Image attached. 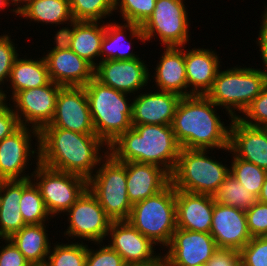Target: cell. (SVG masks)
Returning <instances> with one entry per match:
<instances>
[{"mask_svg":"<svg viewBox=\"0 0 267 266\" xmlns=\"http://www.w3.org/2000/svg\"><path fill=\"white\" fill-rule=\"evenodd\" d=\"M39 150L41 164L88 180L108 155L109 146L96 134L44 127L39 132Z\"/></svg>","mask_w":267,"mask_h":266,"instance_id":"cell-1","label":"cell"},{"mask_svg":"<svg viewBox=\"0 0 267 266\" xmlns=\"http://www.w3.org/2000/svg\"><path fill=\"white\" fill-rule=\"evenodd\" d=\"M216 108L206 95L182 97L171 124L181 148L228 151L230 126L221 122Z\"/></svg>","mask_w":267,"mask_h":266,"instance_id":"cell-2","label":"cell"},{"mask_svg":"<svg viewBox=\"0 0 267 266\" xmlns=\"http://www.w3.org/2000/svg\"><path fill=\"white\" fill-rule=\"evenodd\" d=\"M180 145L171 125H134L109 145V153L119 162H139L173 173Z\"/></svg>","mask_w":267,"mask_h":266,"instance_id":"cell-3","label":"cell"},{"mask_svg":"<svg viewBox=\"0 0 267 266\" xmlns=\"http://www.w3.org/2000/svg\"><path fill=\"white\" fill-rule=\"evenodd\" d=\"M84 88L95 133L109 146L132 128V102H129L133 98L128 97L130 94L102 84L95 77Z\"/></svg>","mask_w":267,"mask_h":266,"instance_id":"cell-4","label":"cell"},{"mask_svg":"<svg viewBox=\"0 0 267 266\" xmlns=\"http://www.w3.org/2000/svg\"><path fill=\"white\" fill-rule=\"evenodd\" d=\"M266 84L261 68L234 66L218 71L206 96L220 109L223 107L232 120L239 117L236 111L241 114L246 110Z\"/></svg>","mask_w":267,"mask_h":266,"instance_id":"cell-5","label":"cell"},{"mask_svg":"<svg viewBox=\"0 0 267 266\" xmlns=\"http://www.w3.org/2000/svg\"><path fill=\"white\" fill-rule=\"evenodd\" d=\"M163 250L177 229L176 189L170 182L163 190L133 204L127 220Z\"/></svg>","mask_w":267,"mask_h":266,"instance_id":"cell-6","label":"cell"},{"mask_svg":"<svg viewBox=\"0 0 267 266\" xmlns=\"http://www.w3.org/2000/svg\"><path fill=\"white\" fill-rule=\"evenodd\" d=\"M210 151L180 149L176 167L171 174V183L176 190L214 195L230 174V166L208 156Z\"/></svg>","mask_w":267,"mask_h":266,"instance_id":"cell-7","label":"cell"},{"mask_svg":"<svg viewBox=\"0 0 267 266\" xmlns=\"http://www.w3.org/2000/svg\"><path fill=\"white\" fill-rule=\"evenodd\" d=\"M87 188L112 221L128 220L133 205L128 199L126 162L108 153L87 180Z\"/></svg>","mask_w":267,"mask_h":266,"instance_id":"cell-8","label":"cell"},{"mask_svg":"<svg viewBox=\"0 0 267 266\" xmlns=\"http://www.w3.org/2000/svg\"><path fill=\"white\" fill-rule=\"evenodd\" d=\"M35 168L30 174L31 180L39 188L52 218L65 214L87 189V180L81 176L49 168L40 162Z\"/></svg>","mask_w":267,"mask_h":266,"instance_id":"cell-9","label":"cell"},{"mask_svg":"<svg viewBox=\"0 0 267 266\" xmlns=\"http://www.w3.org/2000/svg\"><path fill=\"white\" fill-rule=\"evenodd\" d=\"M184 3L185 0H156L152 15L141 26L145 41L154 37L165 47L185 46L191 40L188 33L191 24Z\"/></svg>","mask_w":267,"mask_h":266,"instance_id":"cell-10","label":"cell"},{"mask_svg":"<svg viewBox=\"0 0 267 266\" xmlns=\"http://www.w3.org/2000/svg\"><path fill=\"white\" fill-rule=\"evenodd\" d=\"M65 214L69 224L63 234L67 239L79 238L82 242L84 239L104 243L112 220L88 188Z\"/></svg>","mask_w":267,"mask_h":266,"instance_id":"cell-11","label":"cell"},{"mask_svg":"<svg viewBox=\"0 0 267 266\" xmlns=\"http://www.w3.org/2000/svg\"><path fill=\"white\" fill-rule=\"evenodd\" d=\"M63 86L51 81L49 84L22 90L11 99L12 110L17 115L21 126L34 128L39 132L53 119L56 99Z\"/></svg>","mask_w":267,"mask_h":266,"instance_id":"cell-12","label":"cell"},{"mask_svg":"<svg viewBox=\"0 0 267 266\" xmlns=\"http://www.w3.org/2000/svg\"><path fill=\"white\" fill-rule=\"evenodd\" d=\"M32 137H36L35 141L37 142L35 146L37 144V148L35 149L32 147ZM39 151V131L34 128L21 126L12 135L0 141V173L8 181L31 178L28 172L27 174L25 173V170L32 165L31 158H35L36 164L39 163ZM30 161L31 164L29 165Z\"/></svg>","mask_w":267,"mask_h":266,"instance_id":"cell-13","label":"cell"},{"mask_svg":"<svg viewBox=\"0 0 267 266\" xmlns=\"http://www.w3.org/2000/svg\"><path fill=\"white\" fill-rule=\"evenodd\" d=\"M107 245L118 252L127 266L162 265V254L156 255L155 243L127 221H112Z\"/></svg>","mask_w":267,"mask_h":266,"instance_id":"cell-14","label":"cell"},{"mask_svg":"<svg viewBox=\"0 0 267 266\" xmlns=\"http://www.w3.org/2000/svg\"><path fill=\"white\" fill-rule=\"evenodd\" d=\"M164 249L163 266H201L218 248L210 233L177 228Z\"/></svg>","mask_w":267,"mask_h":266,"instance_id":"cell-15","label":"cell"},{"mask_svg":"<svg viewBox=\"0 0 267 266\" xmlns=\"http://www.w3.org/2000/svg\"><path fill=\"white\" fill-rule=\"evenodd\" d=\"M45 127H58L82 134H96L85 88L62 87L57 95L53 119Z\"/></svg>","mask_w":267,"mask_h":266,"instance_id":"cell-16","label":"cell"},{"mask_svg":"<svg viewBox=\"0 0 267 266\" xmlns=\"http://www.w3.org/2000/svg\"><path fill=\"white\" fill-rule=\"evenodd\" d=\"M145 62L141 58L101 61L95 67L94 77L115 90L135 95L151 82V73Z\"/></svg>","mask_w":267,"mask_h":266,"instance_id":"cell-17","label":"cell"},{"mask_svg":"<svg viewBox=\"0 0 267 266\" xmlns=\"http://www.w3.org/2000/svg\"><path fill=\"white\" fill-rule=\"evenodd\" d=\"M211 236L217 248L240 251L250 240L244 210L215 202L212 215Z\"/></svg>","mask_w":267,"mask_h":266,"instance_id":"cell-18","label":"cell"},{"mask_svg":"<svg viewBox=\"0 0 267 266\" xmlns=\"http://www.w3.org/2000/svg\"><path fill=\"white\" fill-rule=\"evenodd\" d=\"M154 90V92H141L139 95L133 96L132 127L142 124H172L177 106L182 97L175 93Z\"/></svg>","mask_w":267,"mask_h":266,"instance_id":"cell-19","label":"cell"},{"mask_svg":"<svg viewBox=\"0 0 267 266\" xmlns=\"http://www.w3.org/2000/svg\"><path fill=\"white\" fill-rule=\"evenodd\" d=\"M228 125L229 150L267 171V127L249 126L238 118H233Z\"/></svg>","mask_w":267,"mask_h":266,"instance_id":"cell-20","label":"cell"},{"mask_svg":"<svg viewBox=\"0 0 267 266\" xmlns=\"http://www.w3.org/2000/svg\"><path fill=\"white\" fill-rule=\"evenodd\" d=\"M51 81L63 87H84L95 68L73 50H48L44 56Z\"/></svg>","mask_w":267,"mask_h":266,"instance_id":"cell-21","label":"cell"},{"mask_svg":"<svg viewBox=\"0 0 267 266\" xmlns=\"http://www.w3.org/2000/svg\"><path fill=\"white\" fill-rule=\"evenodd\" d=\"M220 54L204 48L184 49L185 71L189 96L206 95L221 69Z\"/></svg>","mask_w":267,"mask_h":266,"instance_id":"cell-22","label":"cell"},{"mask_svg":"<svg viewBox=\"0 0 267 266\" xmlns=\"http://www.w3.org/2000/svg\"><path fill=\"white\" fill-rule=\"evenodd\" d=\"M214 203L212 195L176 190L177 228L210 233Z\"/></svg>","mask_w":267,"mask_h":266,"instance_id":"cell-23","label":"cell"},{"mask_svg":"<svg viewBox=\"0 0 267 266\" xmlns=\"http://www.w3.org/2000/svg\"><path fill=\"white\" fill-rule=\"evenodd\" d=\"M126 175L128 199L132 205L157 194L171 182V176L153 164L126 162Z\"/></svg>","mask_w":267,"mask_h":266,"instance_id":"cell-24","label":"cell"},{"mask_svg":"<svg viewBox=\"0 0 267 266\" xmlns=\"http://www.w3.org/2000/svg\"><path fill=\"white\" fill-rule=\"evenodd\" d=\"M184 48L186 46H164L154 75L150 77L154 79L157 90L175 93L181 97L189 96Z\"/></svg>","mask_w":267,"mask_h":266,"instance_id":"cell-25","label":"cell"},{"mask_svg":"<svg viewBox=\"0 0 267 266\" xmlns=\"http://www.w3.org/2000/svg\"><path fill=\"white\" fill-rule=\"evenodd\" d=\"M126 30L130 32V35L126 36ZM126 37H130L129 41H127L128 39ZM132 38H136L138 41L140 40L141 43H146L141 26L130 22H121L120 24L116 22H107L105 24V35L101 43L100 60L97 62L140 58L139 55L137 56V54H135L136 52L131 50L133 48V45L130 42Z\"/></svg>","mask_w":267,"mask_h":266,"instance_id":"cell-26","label":"cell"},{"mask_svg":"<svg viewBox=\"0 0 267 266\" xmlns=\"http://www.w3.org/2000/svg\"><path fill=\"white\" fill-rule=\"evenodd\" d=\"M46 226L45 223L25 225L9 238L31 266H44L46 263L51 249Z\"/></svg>","mask_w":267,"mask_h":266,"instance_id":"cell-27","label":"cell"},{"mask_svg":"<svg viewBox=\"0 0 267 266\" xmlns=\"http://www.w3.org/2000/svg\"><path fill=\"white\" fill-rule=\"evenodd\" d=\"M39 59V60H38ZM17 57L13 63L9 78L11 98L22 90L38 88L51 82L44 56L40 59Z\"/></svg>","mask_w":267,"mask_h":266,"instance_id":"cell-28","label":"cell"},{"mask_svg":"<svg viewBox=\"0 0 267 266\" xmlns=\"http://www.w3.org/2000/svg\"><path fill=\"white\" fill-rule=\"evenodd\" d=\"M23 180L7 181L0 195V239H9L27 225L20 212Z\"/></svg>","mask_w":267,"mask_h":266,"instance_id":"cell-29","label":"cell"},{"mask_svg":"<svg viewBox=\"0 0 267 266\" xmlns=\"http://www.w3.org/2000/svg\"><path fill=\"white\" fill-rule=\"evenodd\" d=\"M78 21L75 25L71 50L89 62L94 68L100 57L101 43L105 35V21ZM96 62V63H95Z\"/></svg>","mask_w":267,"mask_h":266,"instance_id":"cell-30","label":"cell"},{"mask_svg":"<svg viewBox=\"0 0 267 266\" xmlns=\"http://www.w3.org/2000/svg\"><path fill=\"white\" fill-rule=\"evenodd\" d=\"M35 23L63 25L73 19L69 0H31L18 13Z\"/></svg>","mask_w":267,"mask_h":266,"instance_id":"cell-31","label":"cell"},{"mask_svg":"<svg viewBox=\"0 0 267 266\" xmlns=\"http://www.w3.org/2000/svg\"><path fill=\"white\" fill-rule=\"evenodd\" d=\"M19 206L27 225L44 224L52 218L45 207L39 188L31 178L23 180V193Z\"/></svg>","mask_w":267,"mask_h":266,"instance_id":"cell-32","label":"cell"},{"mask_svg":"<svg viewBox=\"0 0 267 266\" xmlns=\"http://www.w3.org/2000/svg\"><path fill=\"white\" fill-rule=\"evenodd\" d=\"M215 202L235 207L241 210L250 209L256 202L257 197L248 192L232 174L218 187L213 195Z\"/></svg>","mask_w":267,"mask_h":266,"instance_id":"cell-33","label":"cell"},{"mask_svg":"<svg viewBox=\"0 0 267 266\" xmlns=\"http://www.w3.org/2000/svg\"><path fill=\"white\" fill-rule=\"evenodd\" d=\"M228 152L233 155L232 162H230V174H232L248 192L258 197L264 184L267 171L256 166L254 163L236 157L229 148Z\"/></svg>","mask_w":267,"mask_h":266,"instance_id":"cell-34","label":"cell"},{"mask_svg":"<svg viewBox=\"0 0 267 266\" xmlns=\"http://www.w3.org/2000/svg\"><path fill=\"white\" fill-rule=\"evenodd\" d=\"M53 246L44 266H86L87 244L71 241L70 244L56 242Z\"/></svg>","mask_w":267,"mask_h":266,"instance_id":"cell-35","label":"cell"},{"mask_svg":"<svg viewBox=\"0 0 267 266\" xmlns=\"http://www.w3.org/2000/svg\"><path fill=\"white\" fill-rule=\"evenodd\" d=\"M73 19L101 21L113 16L114 0H69Z\"/></svg>","mask_w":267,"mask_h":266,"instance_id":"cell-36","label":"cell"},{"mask_svg":"<svg viewBox=\"0 0 267 266\" xmlns=\"http://www.w3.org/2000/svg\"><path fill=\"white\" fill-rule=\"evenodd\" d=\"M155 4L156 0H114V12H120L123 22L142 26L152 15Z\"/></svg>","mask_w":267,"mask_h":266,"instance_id":"cell-37","label":"cell"},{"mask_svg":"<svg viewBox=\"0 0 267 266\" xmlns=\"http://www.w3.org/2000/svg\"><path fill=\"white\" fill-rule=\"evenodd\" d=\"M239 253L241 266H267V236L251 238Z\"/></svg>","mask_w":267,"mask_h":266,"instance_id":"cell-38","label":"cell"},{"mask_svg":"<svg viewBox=\"0 0 267 266\" xmlns=\"http://www.w3.org/2000/svg\"><path fill=\"white\" fill-rule=\"evenodd\" d=\"M238 119L249 126L267 127V84Z\"/></svg>","mask_w":267,"mask_h":266,"instance_id":"cell-39","label":"cell"},{"mask_svg":"<svg viewBox=\"0 0 267 266\" xmlns=\"http://www.w3.org/2000/svg\"><path fill=\"white\" fill-rule=\"evenodd\" d=\"M93 244L98 245V248L95 250L87 245L86 266H127L122 256L108 245L104 246L101 242Z\"/></svg>","mask_w":267,"mask_h":266,"instance_id":"cell-40","label":"cell"},{"mask_svg":"<svg viewBox=\"0 0 267 266\" xmlns=\"http://www.w3.org/2000/svg\"><path fill=\"white\" fill-rule=\"evenodd\" d=\"M10 33L0 35V86L9 81L11 69L15 59L19 56L17 47L11 39ZM6 82V83H5Z\"/></svg>","mask_w":267,"mask_h":266,"instance_id":"cell-41","label":"cell"},{"mask_svg":"<svg viewBox=\"0 0 267 266\" xmlns=\"http://www.w3.org/2000/svg\"><path fill=\"white\" fill-rule=\"evenodd\" d=\"M245 213L251 237L267 236V204L257 201Z\"/></svg>","mask_w":267,"mask_h":266,"instance_id":"cell-42","label":"cell"},{"mask_svg":"<svg viewBox=\"0 0 267 266\" xmlns=\"http://www.w3.org/2000/svg\"><path fill=\"white\" fill-rule=\"evenodd\" d=\"M0 246V266H31L10 239H3Z\"/></svg>","mask_w":267,"mask_h":266,"instance_id":"cell-43","label":"cell"},{"mask_svg":"<svg viewBox=\"0 0 267 266\" xmlns=\"http://www.w3.org/2000/svg\"><path fill=\"white\" fill-rule=\"evenodd\" d=\"M239 264L238 250L218 248L204 266H238Z\"/></svg>","mask_w":267,"mask_h":266,"instance_id":"cell-44","label":"cell"},{"mask_svg":"<svg viewBox=\"0 0 267 266\" xmlns=\"http://www.w3.org/2000/svg\"><path fill=\"white\" fill-rule=\"evenodd\" d=\"M9 105V107H8ZM0 111V141L17 131L21 124L10 103Z\"/></svg>","mask_w":267,"mask_h":266,"instance_id":"cell-45","label":"cell"},{"mask_svg":"<svg viewBox=\"0 0 267 266\" xmlns=\"http://www.w3.org/2000/svg\"><path fill=\"white\" fill-rule=\"evenodd\" d=\"M77 22L78 20L72 19L66 23L67 25L65 27L55 32L56 34L53 37L55 46L50 48V50H67L71 48L73 33Z\"/></svg>","mask_w":267,"mask_h":266,"instance_id":"cell-46","label":"cell"},{"mask_svg":"<svg viewBox=\"0 0 267 266\" xmlns=\"http://www.w3.org/2000/svg\"><path fill=\"white\" fill-rule=\"evenodd\" d=\"M265 10L263 12L262 16V22L260 25V30L258 34V38H256V44L259 47L260 51V57L262 59L263 64V70L261 71L265 74L267 77V5L264 6ZM258 42V43H257Z\"/></svg>","mask_w":267,"mask_h":266,"instance_id":"cell-47","label":"cell"},{"mask_svg":"<svg viewBox=\"0 0 267 266\" xmlns=\"http://www.w3.org/2000/svg\"><path fill=\"white\" fill-rule=\"evenodd\" d=\"M31 0H8L9 4L14 6L13 9L10 10L11 13L18 16V13L21 9ZM22 4V5H21ZM16 6V7H15Z\"/></svg>","mask_w":267,"mask_h":266,"instance_id":"cell-48","label":"cell"},{"mask_svg":"<svg viewBox=\"0 0 267 266\" xmlns=\"http://www.w3.org/2000/svg\"><path fill=\"white\" fill-rule=\"evenodd\" d=\"M257 201L267 204V175L265 177L260 194L257 197Z\"/></svg>","mask_w":267,"mask_h":266,"instance_id":"cell-49","label":"cell"},{"mask_svg":"<svg viewBox=\"0 0 267 266\" xmlns=\"http://www.w3.org/2000/svg\"><path fill=\"white\" fill-rule=\"evenodd\" d=\"M7 94H8L7 90L3 91V88L0 87V111H2L8 104Z\"/></svg>","mask_w":267,"mask_h":266,"instance_id":"cell-50","label":"cell"},{"mask_svg":"<svg viewBox=\"0 0 267 266\" xmlns=\"http://www.w3.org/2000/svg\"><path fill=\"white\" fill-rule=\"evenodd\" d=\"M10 4L8 2V0H0V12L4 11V9L7 7H9Z\"/></svg>","mask_w":267,"mask_h":266,"instance_id":"cell-51","label":"cell"},{"mask_svg":"<svg viewBox=\"0 0 267 266\" xmlns=\"http://www.w3.org/2000/svg\"><path fill=\"white\" fill-rule=\"evenodd\" d=\"M8 180L0 173V195H1V191L3 188V185L7 182Z\"/></svg>","mask_w":267,"mask_h":266,"instance_id":"cell-52","label":"cell"}]
</instances>
